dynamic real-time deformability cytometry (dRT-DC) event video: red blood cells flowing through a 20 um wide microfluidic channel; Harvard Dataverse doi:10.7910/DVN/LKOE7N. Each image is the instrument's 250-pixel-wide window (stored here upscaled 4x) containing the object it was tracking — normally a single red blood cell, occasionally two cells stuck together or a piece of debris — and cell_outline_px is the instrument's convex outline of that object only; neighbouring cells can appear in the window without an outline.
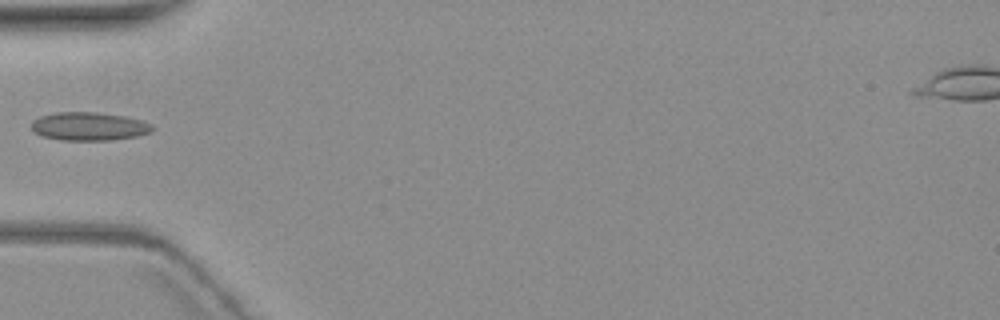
{"species": "common noctule bat (a hibernating species)", "species_latin": "Nyctalus noctula", "temperature_condition": "warm", "stored_images_in_passage": 4, "camera_frame_rate_fps": 3000, "um_per_image_px": 0.085, "animal": {"sex": "female", "body_mass_g": 19.3, "forearm_length_mm": 54.1}, "frame": {"image": 1, "passage_image": 4, "time_ms": 3.667, "image_size_px": [1000, 320], "cell_outline_px": [[156, 128], [152, 132], [136, 136], [108, 140], [60, 140], [44, 136], [36, 132], [32, 128], [32, 120], [40, 116], [56, 112], [96, 112], [124, 116], [140, 120], [152, 124]], "centroid_in_image_um": [7.59, 10.73], "position_along_channel_um": 77.4, "area_um2": 19.88}}